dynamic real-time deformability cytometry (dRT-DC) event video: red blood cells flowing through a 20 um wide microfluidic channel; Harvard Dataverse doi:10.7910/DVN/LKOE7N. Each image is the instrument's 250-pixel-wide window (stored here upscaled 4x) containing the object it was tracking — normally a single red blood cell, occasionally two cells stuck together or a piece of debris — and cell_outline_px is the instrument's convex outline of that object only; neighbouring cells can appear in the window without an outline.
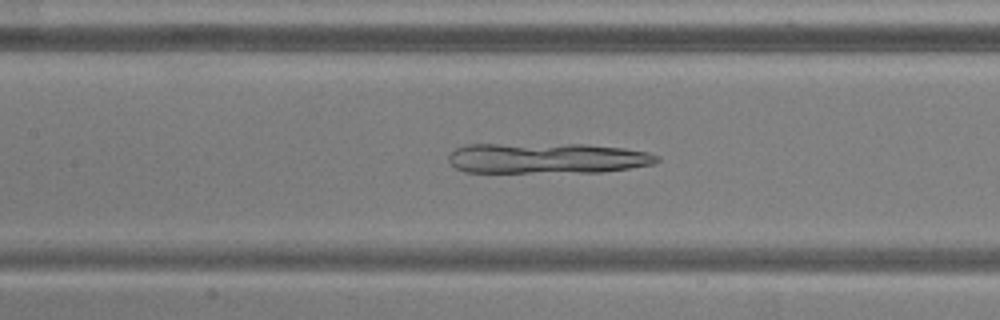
{"species": "common noctule bat (a hibernating species)", "species_latin": "Nyctalus noctula", "temperature_condition": "warm", "stored_images_in_passage": 50, "camera_frame_rate_fps": 3000, "um_per_image_px": 0.085, "animal": {"sex": "male", "body_mass_g": 20.5, "forearm_length_mm": 52.5}, "frame": {"image": 1, "passage_image": 21, "time_ms": 6.667, "image_size_px": [1000, 320], "cell_outline_px": [[660, 160], [656, 164], [600, 172], [464, 172], [456, 168], [448, 160], [448, 156], [456, 148], [464, 144], [588, 144], [624, 148], [648, 152], [660, 156]], "centroid_in_image_um": [46.52, 13.44], "position_along_channel_um": 160.9, "area_um2": 37.4}}
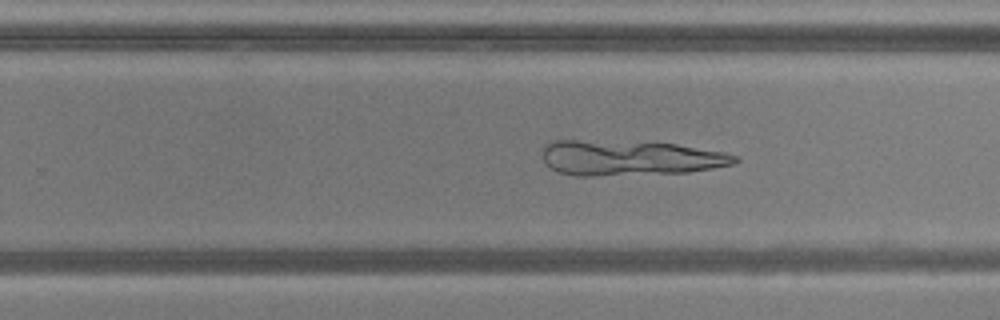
{"frame": {"image": 2, "passage_image": 30, "time_ms": 9.667, "image_size_px": [1000, 320], "cell_outline_px": [[740, 160], [732, 164], [712, 168], [688, 172], [596, 176], [572, 176], [560, 172], [552, 168], [544, 160], [544, 144], [552, 140], [576, 140], [676, 144], [724, 152], [736, 156]], "centroid_in_image_um": [53.51, 13.43], "position_along_channel_um": 276.3, "area_um2": 39.07}}
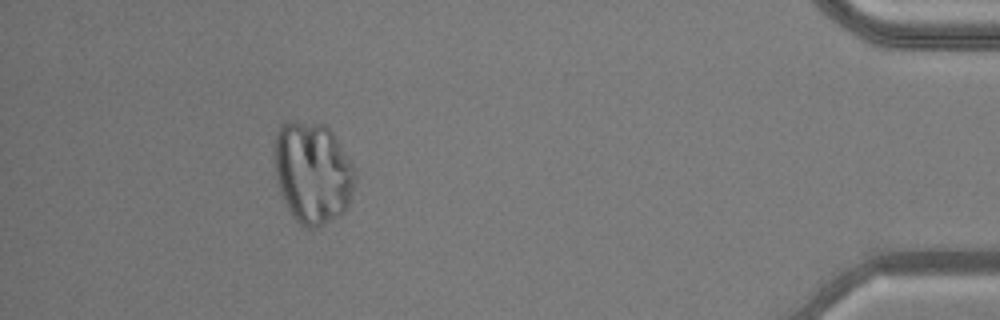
{"frame": {"image": 3, "passage_image": 45, "time_ms": 14.667, "image_size_px": [1000, 320], "cell_outline_px": [[356, 180], [348, 204], [344, 212], [340, 216], [316, 228], [308, 228], [300, 224], [292, 216], [280, 192], [276, 180], [276, 132], [280, 124], [284, 120], [292, 120], [324, 124], [332, 132], [356, 168]], "centroid_in_image_um": [26.59, 14.67], "position_along_channel_um": 408.6, "area_um2": 48.03}}